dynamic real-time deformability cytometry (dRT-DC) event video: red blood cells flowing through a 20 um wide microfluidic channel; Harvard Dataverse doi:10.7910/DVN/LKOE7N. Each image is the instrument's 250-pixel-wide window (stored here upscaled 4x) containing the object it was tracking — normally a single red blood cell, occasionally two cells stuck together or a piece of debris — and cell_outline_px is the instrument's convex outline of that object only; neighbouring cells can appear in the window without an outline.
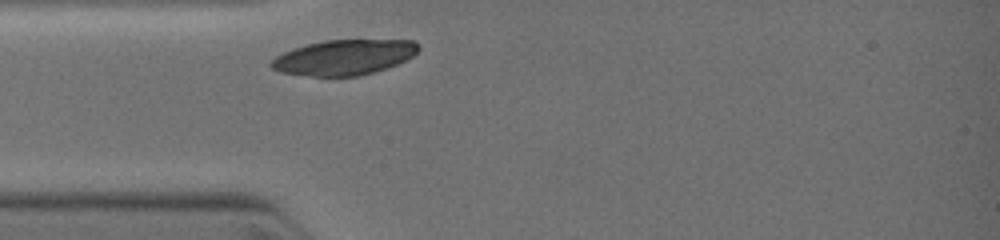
{"species": "common noctule bat (a hibernating species)", "species_latin": "Nyctalus noctula", "temperature_condition": "warm", "stored_images_in_passage": 7, "camera_frame_rate_fps": 3000, "um_per_image_px": 0.085, "animal": {"sex": "female", "body_mass_g": 19.0, "forearm_length_mm": 51.5}, "frame": {"image": 1, "passage_image": 1, "time_ms": 0.0, "image_size_px": [1000, 240], "cell_outline_px": [[420, 48], [412, 56], [396, 64], [360, 76], [312, 76], [280, 72], [272, 68], [268, 64], [276, 56], [292, 48], [324, 40], [412, 40], [420, 44]], "centroid_in_image_um": [29.22, 4.86], "position_along_channel_um": 55.8, "area_um2": 30.06}}